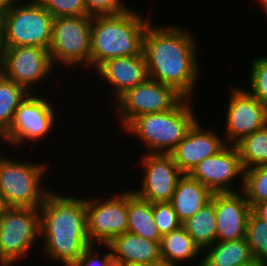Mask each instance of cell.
I'll return each mask as SVG.
<instances>
[{"label": "cell", "instance_id": "20", "mask_svg": "<svg viewBox=\"0 0 267 266\" xmlns=\"http://www.w3.org/2000/svg\"><path fill=\"white\" fill-rule=\"evenodd\" d=\"M213 192L189 174L177 181L170 203L181 223L194 216L210 202Z\"/></svg>", "mask_w": 267, "mask_h": 266}, {"label": "cell", "instance_id": "17", "mask_svg": "<svg viewBox=\"0 0 267 266\" xmlns=\"http://www.w3.org/2000/svg\"><path fill=\"white\" fill-rule=\"evenodd\" d=\"M226 145L224 138L212 129L204 130L197 120L171 155L179 170L189 174L201 161L220 152Z\"/></svg>", "mask_w": 267, "mask_h": 266}, {"label": "cell", "instance_id": "39", "mask_svg": "<svg viewBox=\"0 0 267 266\" xmlns=\"http://www.w3.org/2000/svg\"><path fill=\"white\" fill-rule=\"evenodd\" d=\"M114 266H146V265L132 264V263H115Z\"/></svg>", "mask_w": 267, "mask_h": 266}, {"label": "cell", "instance_id": "30", "mask_svg": "<svg viewBox=\"0 0 267 266\" xmlns=\"http://www.w3.org/2000/svg\"><path fill=\"white\" fill-rule=\"evenodd\" d=\"M153 217L161 237L182 226L170 202L153 203Z\"/></svg>", "mask_w": 267, "mask_h": 266}, {"label": "cell", "instance_id": "40", "mask_svg": "<svg viewBox=\"0 0 267 266\" xmlns=\"http://www.w3.org/2000/svg\"><path fill=\"white\" fill-rule=\"evenodd\" d=\"M251 266H267V263H255Z\"/></svg>", "mask_w": 267, "mask_h": 266}, {"label": "cell", "instance_id": "33", "mask_svg": "<svg viewBox=\"0 0 267 266\" xmlns=\"http://www.w3.org/2000/svg\"><path fill=\"white\" fill-rule=\"evenodd\" d=\"M96 244L88 246L73 266H114L111 251L101 255Z\"/></svg>", "mask_w": 267, "mask_h": 266}, {"label": "cell", "instance_id": "8", "mask_svg": "<svg viewBox=\"0 0 267 266\" xmlns=\"http://www.w3.org/2000/svg\"><path fill=\"white\" fill-rule=\"evenodd\" d=\"M92 20L91 15L54 18L49 46L54 67L61 63L66 67L80 65L90 70Z\"/></svg>", "mask_w": 267, "mask_h": 266}, {"label": "cell", "instance_id": "27", "mask_svg": "<svg viewBox=\"0 0 267 266\" xmlns=\"http://www.w3.org/2000/svg\"><path fill=\"white\" fill-rule=\"evenodd\" d=\"M245 238L256 263H267V221L253 211L247 219Z\"/></svg>", "mask_w": 267, "mask_h": 266}, {"label": "cell", "instance_id": "34", "mask_svg": "<svg viewBox=\"0 0 267 266\" xmlns=\"http://www.w3.org/2000/svg\"><path fill=\"white\" fill-rule=\"evenodd\" d=\"M252 211L261 219L267 221V200H263L252 207Z\"/></svg>", "mask_w": 267, "mask_h": 266}, {"label": "cell", "instance_id": "16", "mask_svg": "<svg viewBox=\"0 0 267 266\" xmlns=\"http://www.w3.org/2000/svg\"><path fill=\"white\" fill-rule=\"evenodd\" d=\"M216 215L217 241L244 238L252 207L244 192L213 193L211 200Z\"/></svg>", "mask_w": 267, "mask_h": 266}, {"label": "cell", "instance_id": "14", "mask_svg": "<svg viewBox=\"0 0 267 266\" xmlns=\"http://www.w3.org/2000/svg\"><path fill=\"white\" fill-rule=\"evenodd\" d=\"M141 187L132 190L138 197L156 202H170L178 179L183 175L171 154L144 153L139 162Z\"/></svg>", "mask_w": 267, "mask_h": 266}, {"label": "cell", "instance_id": "28", "mask_svg": "<svg viewBox=\"0 0 267 266\" xmlns=\"http://www.w3.org/2000/svg\"><path fill=\"white\" fill-rule=\"evenodd\" d=\"M242 191L251 207L267 200V166H256L244 170Z\"/></svg>", "mask_w": 267, "mask_h": 266}, {"label": "cell", "instance_id": "6", "mask_svg": "<svg viewBox=\"0 0 267 266\" xmlns=\"http://www.w3.org/2000/svg\"><path fill=\"white\" fill-rule=\"evenodd\" d=\"M0 20L3 47L37 46L49 50L54 17L37 0L14 4Z\"/></svg>", "mask_w": 267, "mask_h": 266}, {"label": "cell", "instance_id": "1", "mask_svg": "<svg viewBox=\"0 0 267 266\" xmlns=\"http://www.w3.org/2000/svg\"><path fill=\"white\" fill-rule=\"evenodd\" d=\"M144 33L143 52L148 77L172 86L184 98L192 99L199 79L198 45L191 30L177 26H155Z\"/></svg>", "mask_w": 267, "mask_h": 266}, {"label": "cell", "instance_id": "3", "mask_svg": "<svg viewBox=\"0 0 267 266\" xmlns=\"http://www.w3.org/2000/svg\"><path fill=\"white\" fill-rule=\"evenodd\" d=\"M133 8L116 15H95L91 25L90 70L108 59L135 56L143 52L149 21ZM148 18V19H146Z\"/></svg>", "mask_w": 267, "mask_h": 266}, {"label": "cell", "instance_id": "26", "mask_svg": "<svg viewBox=\"0 0 267 266\" xmlns=\"http://www.w3.org/2000/svg\"><path fill=\"white\" fill-rule=\"evenodd\" d=\"M29 92L0 73V137L9 129L14 113Z\"/></svg>", "mask_w": 267, "mask_h": 266}, {"label": "cell", "instance_id": "32", "mask_svg": "<svg viewBox=\"0 0 267 266\" xmlns=\"http://www.w3.org/2000/svg\"><path fill=\"white\" fill-rule=\"evenodd\" d=\"M88 15H116L129 9L123 0H84Z\"/></svg>", "mask_w": 267, "mask_h": 266}, {"label": "cell", "instance_id": "4", "mask_svg": "<svg viewBox=\"0 0 267 266\" xmlns=\"http://www.w3.org/2000/svg\"><path fill=\"white\" fill-rule=\"evenodd\" d=\"M190 100L183 98L165 112L136 116L123 129L142 141L147 153L171 154L198 120Z\"/></svg>", "mask_w": 267, "mask_h": 266}, {"label": "cell", "instance_id": "7", "mask_svg": "<svg viewBox=\"0 0 267 266\" xmlns=\"http://www.w3.org/2000/svg\"><path fill=\"white\" fill-rule=\"evenodd\" d=\"M40 239V208L8 207L0 216V266L25 259Z\"/></svg>", "mask_w": 267, "mask_h": 266}, {"label": "cell", "instance_id": "2", "mask_svg": "<svg viewBox=\"0 0 267 266\" xmlns=\"http://www.w3.org/2000/svg\"><path fill=\"white\" fill-rule=\"evenodd\" d=\"M40 238L43 256L51 262L73 266L91 245L86 198L51 190L40 207Z\"/></svg>", "mask_w": 267, "mask_h": 266}, {"label": "cell", "instance_id": "10", "mask_svg": "<svg viewBox=\"0 0 267 266\" xmlns=\"http://www.w3.org/2000/svg\"><path fill=\"white\" fill-rule=\"evenodd\" d=\"M183 98L172 86L148 78L121 95L114 109L121 127H125L136 116L171 110Z\"/></svg>", "mask_w": 267, "mask_h": 266}, {"label": "cell", "instance_id": "35", "mask_svg": "<svg viewBox=\"0 0 267 266\" xmlns=\"http://www.w3.org/2000/svg\"><path fill=\"white\" fill-rule=\"evenodd\" d=\"M19 1L21 2V0H0V16L6 13L11 6L18 3Z\"/></svg>", "mask_w": 267, "mask_h": 266}, {"label": "cell", "instance_id": "11", "mask_svg": "<svg viewBox=\"0 0 267 266\" xmlns=\"http://www.w3.org/2000/svg\"><path fill=\"white\" fill-rule=\"evenodd\" d=\"M49 50L37 46L3 47L0 73L33 93L55 71ZM35 84V85H34ZM35 87V88H34ZM34 88V89H33Z\"/></svg>", "mask_w": 267, "mask_h": 266}, {"label": "cell", "instance_id": "15", "mask_svg": "<svg viewBox=\"0 0 267 266\" xmlns=\"http://www.w3.org/2000/svg\"><path fill=\"white\" fill-rule=\"evenodd\" d=\"M189 175L213 193L241 191L244 186V168L235 145H226L220 152L205 158ZM238 176L242 183L239 190L232 184Z\"/></svg>", "mask_w": 267, "mask_h": 266}, {"label": "cell", "instance_id": "41", "mask_svg": "<svg viewBox=\"0 0 267 266\" xmlns=\"http://www.w3.org/2000/svg\"><path fill=\"white\" fill-rule=\"evenodd\" d=\"M179 265H180V263L177 266H179ZM156 266H172V265L161 263V264L156 265Z\"/></svg>", "mask_w": 267, "mask_h": 266}, {"label": "cell", "instance_id": "19", "mask_svg": "<svg viewBox=\"0 0 267 266\" xmlns=\"http://www.w3.org/2000/svg\"><path fill=\"white\" fill-rule=\"evenodd\" d=\"M103 246L111 251L114 264L156 266L163 263L160 255V241L148 240L128 231Z\"/></svg>", "mask_w": 267, "mask_h": 266}, {"label": "cell", "instance_id": "38", "mask_svg": "<svg viewBox=\"0 0 267 266\" xmlns=\"http://www.w3.org/2000/svg\"><path fill=\"white\" fill-rule=\"evenodd\" d=\"M255 2H258V4H260V8H262L264 13L267 15V0H258Z\"/></svg>", "mask_w": 267, "mask_h": 266}, {"label": "cell", "instance_id": "5", "mask_svg": "<svg viewBox=\"0 0 267 266\" xmlns=\"http://www.w3.org/2000/svg\"><path fill=\"white\" fill-rule=\"evenodd\" d=\"M48 166L0 155V194L7 206L40 208L51 191L42 185Z\"/></svg>", "mask_w": 267, "mask_h": 266}, {"label": "cell", "instance_id": "18", "mask_svg": "<svg viewBox=\"0 0 267 266\" xmlns=\"http://www.w3.org/2000/svg\"><path fill=\"white\" fill-rule=\"evenodd\" d=\"M95 73L111 86V96L117 100L128 89L143 82L148 77L147 62L144 52L135 56L112 58L102 63Z\"/></svg>", "mask_w": 267, "mask_h": 266}, {"label": "cell", "instance_id": "24", "mask_svg": "<svg viewBox=\"0 0 267 266\" xmlns=\"http://www.w3.org/2000/svg\"><path fill=\"white\" fill-rule=\"evenodd\" d=\"M182 227L202 252L213 245L217 241L214 204L211 201L207 203L194 216L184 221Z\"/></svg>", "mask_w": 267, "mask_h": 266}, {"label": "cell", "instance_id": "25", "mask_svg": "<svg viewBox=\"0 0 267 266\" xmlns=\"http://www.w3.org/2000/svg\"><path fill=\"white\" fill-rule=\"evenodd\" d=\"M244 170L267 166V125L235 144Z\"/></svg>", "mask_w": 267, "mask_h": 266}, {"label": "cell", "instance_id": "37", "mask_svg": "<svg viewBox=\"0 0 267 266\" xmlns=\"http://www.w3.org/2000/svg\"><path fill=\"white\" fill-rule=\"evenodd\" d=\"M2 56H3V45H2V25L0 20V66L2 62Z\"/></svg>", "mask_w": 267, "mask_h": 266}, {"label": "cell", "instance_id": "42", "mask_svg": "<svg viewBox=\"0 0 267 266\" xmlns=\"http://www.w3.org/2000/svg\"><path fill=\"white\" fill-rule=\"evenodd\" d=\"M197 265H198V266H202V265H201V259L199 260V264H197Z\"/></svg>", "mask_w": 267, "mask_h": 266}, {"label": "cell", "instance_id": "31", "mask_svg": "<svg viewBox=\"0 0 267 266\" xmlns=\"http://www.w3.org/2000/svg\"><path fill=\"white\" fill-rule=\"evenodd\" d=\"M54 18L88 15L84 0H37Z\"/></svg>", "mask_w": 267, "mask_h": 266}, {"label": "cell", "instance_id": "22", "mask_svg": "<svg viewBox=\"0 0 267 266\" xmlns=\"http://www.w3.org/2000/svg\"><path fill=\"white\" fill-rule=\"evenodd\" d=\"M127 231L148 240L161 241L154 222L153 203L138 197L132 189L127 191Z\"/></svg>", "mask_w": 267, "mask_h": 266}, {"label": "cell", "instance_id": "21", "mask_svg": "<svg viewBox=\"0 0 267 266\" xmlns=\"http://www.w3.org/2000/svg\"><path fill=\"white\" fill-rule=\"evenodd\" d=\"M203 251L205 256H201L202 266H248L256 263L245 237L216 241Z\"/></svg>", "mask_w": 267, "mask_h": 266}, {"label": "cell", "instance_id": "29", "mask_svg": "<svg viewBox=\"0 0 267 266\" xmlns=\"http://www.w3.org/2000/svg\"><path fill=\"white\" fill-rule=\"evenodd\" d=\"M250 71V89L247 87V91L267 105V56L253 59Z\"/></svg>", "mask_w": 267, "mask_h": 266}, {"label": "cell", "instance_id": "23", "mask_svg": "<svg viewBox=\"0 0 267 266\" xmlns=\"http://www.w3.org/2000/svg\"><path fill=\"white\" fill-rule=\"evenodd\" d=\"M201 254V249L182 226L161 237L160 255L164 264L176 266L177 262L197 260Z\"/></svg>", "mask_w": 267, "mask_h": 266}, {"label": "cell", "instance_id": "13", "mask_svg": "<svg viewBox=\"0 0 267 266\" xmlns=\"http://www.w3.org/2000/svg\"><path fill=\"white\" fill-rule=\"evenodd\" d=\"M223 138L227 145H235L267 125V105L251 95L246 88L230 89Z\"/></svg>", "mask_w": 267, "mask_h": 266}, {"label": "cell", "instance_id": "12", "mask_svg": "<svg viewBox=\"0 0 267 266\" xmlns=\"http://www.w3.org/2000/svg\"><path fill=\"white\" fill-rule=\"evenodd\" d=\"M111 198H86L87 233L91 244L107 245L127 232V190ZM103 199V200H102Z\"/></svg>", "mask_w": 267, "mask_h": 266}, {"label": "cell", "instance_id": "36", "mask_svg": "<svg viewBox=\"0 0 267 266\" xmlns=\"http://www.w3.org/2000/svg\"><path fill=\"white\" fill-rule=\"evenodd\" d=\"M7 208L8 206L5 203L4 197L0 194V216L5 212Z\"/></svg>", "mask_w": 267, "mask_h": 266}, {"label": "cell", "instance_id": "9", "mask_svg": "<svg viewBox=\"0 0 267 266\" xmlns=\"http://www.w3.org/2000/svg\"><path fill=\"white\" fill-rule=\"evenodd\" d=\"M38 93H29L20 103L9 129L0 137L1 143L4 141L10 148L16 146L17 149L25 143L34 141L35 144V141L44 140L52 133L57 121L54 103Z\"/></svg>", "mask_w": 267, "mask_h": 266}]
</instances>
